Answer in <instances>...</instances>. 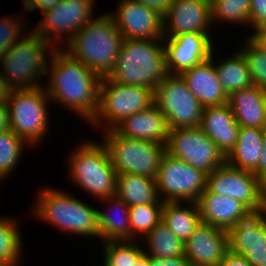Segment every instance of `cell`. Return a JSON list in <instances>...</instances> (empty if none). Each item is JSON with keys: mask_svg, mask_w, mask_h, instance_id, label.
I'll return each instance as SVG.
<instances>
[{"mask_svg": "<svg viewBox=\"0 0 266 266\" xmlns=\"http://www.w3.org/2000/svg\"><path fill=\"white\" fill-rule=\"evenodd\" d=\"M49 59L46 70L49 84L44 88L50 102L63 105L90 122L98 109L102 78L63 48L53 49Z\"/></svg>", "mask_w": 266, "mask_h": 266, "instance_id": "1", "label": "cell"}, {"mask_svg": "<svg viewBox=\"0 0 266 266\" xmlns=\"http://www.w3.org/2000/svg\"><path fill=\"white\" fill-rule=\"evenodd\" d=\"M123 36L109 14L93 18L63 47L101 78L108 77L116 64Z\"/></svg>", "mask_w": 266, "mask_h": 266, "instance_id": "2", "label": "cell"}, {"mask_svg": "<svg viewBox=\"0 0 266 266\" xmlns=\"http://www.w3.org/2000/svg\"><path fill=\"white\" fill-rule=\"evenodd\" d=\"M167 74L162 39H124L116 64L108 77L116 83L140 86L154 92L156 86Z\"/></svg>", "mask_w": 266, "mask_h": 266, "instance_id": "3", "label": "cell"}, {"mask_svg": "<svg viewBox=\"0 0 266 266\" xmlns=\"http://www.w3.org/2000/svg\"><path fill=\"white\" fill-rule=\"evenodd\" d=\"M44 187L32 211L37 219L72 234L99 238L97 208L82 202L67 192Z\"/></svg>", "mask_w": 266, "mask_h": 266, "instance_id": "4", "label": "cell"}, {"mask_svg": "<svg viewBox=\"0 0 266 266\" xmlns=\"http://www.w3.org/2000/svg\"><path fill=\"white\" fill-rule=\"evenodd\" d=\"M26 34L0 57L3 66L0 75L12 90L41 87L38 78L46 76L47 58H50L47 54L51 55L55 49L33 29Z\"/></svg>", "mask_w": 266, "mask_h": 266, "instance_id": "5", "label": "cell"}, {"mask_svg": "<svg viewBox=\"0 0 266 266\" xmlns=\"http://www.w3.org/2000/svg\"><path fill=\"white\" fill-rule=\"evenodd\" d=\"M69 161L68 177L73 183L98 200L115 195L117 172L103 143L85 140L72 152Z\"/></svg>", "mask_w": 266, "mask_h": 266, "instance_id": "6", "label": "cell"}, {"mask_svg": "<svg viewBox=\"0 0 266 266\" xmlns=\"http://www.w3.org/2000/svg\"><path fill=\"white\" fill-rule=\"evenodd\" d=\"M103 135L102 143L117 174L132 173L156 179L166 145L127 138L114 129L104 130Z\"/></svg>", "mask_w": 266, "mask_h": 266, "instance_id": "7", "label": "cell"}, {"mask_svg": "<svg viewBox=\"0 0 266 266\" xmlns=\"http://www.w3.org/2000/svg\"><path fill=\"white\" fill-rule=\"evenodd\" d=\"M50 100L44 86L11 90L6 102L10 130L29 145L39 144L50 126L47 111Z\"/></svg>", "mask_w": 266, "mask_h": 266, "instance_id": "8", "label": "cell"}, {"mask_svg": "<svg viewBox=\"0 0 266 266\" xmlns=\"http://www.w3.org/2000/svg\"><path fill=\"white\" fill-rule=\"evenodd\" d=\"M152 104L154 97L151 89L123 85L104 77L99 88L98 109L89 123L96 128L104 124L102 131L111 130L125 118L148 109Z\"/></svg>", "mask_w": 266, "mask_h": 266, "instance_id": "9", "label": "cell"}, {"mask_svg": "<svg viewBox=\"0 0 266 266\" xmlns=\"http://www.w3.org/2000/svg\"><path fill=\"white\" fill-rule=\"evenodd\" d=\"M153 97L170 129L200 127L204 107L180 74H167L156 86Z\"/></svg>", "mask_w": 266, "mask_h": 266, "instance_id": "10", "label": "cell"}, {"mask_svg": "<svg viewBox=\"0 0 266 266\" xmlns=\"http://www.w3.org/2000/svg\"><path fill=\"white\" fill-rule=\"evenodd\" d=\"M155 180L163 202H196L206 189L207 174L165 152Z\"/></svg>", "mask_w": 266, "mask_h": 266, "instance_id": "11", "label": "cell"}, {"mask_svg": "<svg viewBox=\"0 0 266 266\" xmlns=\"http://www.w3.org/2000/svg\"><path fill=\"white\" fill-rule=\"evenodd\" d=\"M95 2V0H62L53 8L42 12L44 18L33 31L54 48H60L61 45H55L58 44V40L61 42L63 39L62 42L67 44L86 23L94 18L92 12Z\"/></svg>", "mask_w": 266, "mask_h": 266, "instance_id": "12", "label": "cell"}, {"mask_svg": "<svg viewBox=\"0 0 266 266\" xmlns=\"http://www.w3.org/2000/svg\"><path fill=\"white\" fill-rule=\"evenodd\" d=\"M166 152L206 174L226 163V156L200 127L170 129Z\"/></svg>", "mask_w": 266, "mask_h": 266, "instance_id": "13", "label": "cell"}, {"mask_svg": "<svg viewBox=\"0 0 266 266\" xmlns=\"http://www.w3.org/2000/svg\"><path fill=\"white\" fill-rule=\"evenodd\" d=\"M206 188L242 202L252 213L263 211V185L253 172L225 163L207 174Z\"/></svg>", "mask_w": 266, "mask_h": 266, "instance_id": "14", "label": "cell"}, {"mask_svg": "<svg viewBox=\"0 0 266 266\" xmlns=\"http://www.w3.org/2000/svg\"><path fill=\"white\" fill-rule=\"evenodd\" d=\"M123 39H163V17L136 0H121L114 13H108Z\"/></svg>", "mask_w": 266, "mask_h": 266, "instance_id": "15", "label": "cell"}, {"mask_svg": "<svg viewBox=\"0 0 266 266\" xmlns=\"http://www.w3.org/2000/svg\"><path fill=\"white\" fill-rule=\"evenodd\" d=\"M228 251L251 266H266V214L252 213L227 231Z\"/></svg>", "mask_w": 266, "mask_h": 266, "instance_id": "16", "label": "cell"}, {"mask_svg": "<svg viewBox=\"0 0 266 266\" xmlns=\"http://www.w3.org/2000/svg\"><path fill=\"white\" fill-rule=\"evenodd\" d=\"M208 0H173L163 17V38L184 33H209L212 28Z\"/></svg>", "mask_w": 266, "mask_h": 266, "instance_id": "17", "label": "cell"}, {"mask_svg": "<svg viewBox=\"0 0 266 266\" xmlns=\"http://www.w3.org/2000/svg\"><path fill=\"white\" fill-rule=\"evenodd\" d=\"M210 34L184 33L173 38H163L168 74H181L208 60L214 50Z\"/></svg>", "mask_w": 266, "mask_h": 266, "instance_id": "18", "label": "cell"}, {"mask_svg": "<svg viewBox=\"0 0 266 266\" xmlns=\"http://www.w3.org/2000/svg\"><path fill=\"white\" fill-rule=\"evenodd\" d=\"M184 246L189 265L215 266L228 252V234L226 230L201 221Z\"/></svg>", "mask_w": 266, "mask_h": 266, "instance_id": "19", "label": "cell"}, {"mask_svg": "<svg viewBox=\"0 0 266 266\" xmlns=\"http://www.w3.org/2000/svg\"><path fill=\"white\" fill-rule=\"evenodd\" d=\"M196 203L202 222L226 231L252 214L242 202L211 193L207 188Z\"/></svg>", "mask_w": 266, "mask_h": 266, "instance_id": "20", "label": "cell"}, {"mask_svg": "<svg viewBox=\"0 0 266 266\" xmlns=\"http://www.w3.org/2000/svg\"><path fill=\"white\" fill-rule=\"evenodd\" d=\"M114 130L127 138L152 141L162 145L168 142L170 132L166 116L155 104L125 118Z\"/></svg>", "mask_w": 266, "mask_h": 266, "instance_id": "21", "label": "cell"}, {"mask_svg": "<svg viewBox=\"0 0 266 266\" xmlns=\"http://www.w3.org/2000/svg\"><path fill=\"white\" fill-rule=\"evenodd\" d=\"M213 56L214 51L208 60L180 74L203 107L228 103V95L218 80Z\"/></svg>", "mask_w": 266, "mask_h": 266, "instance_id": "22", "label": "cell"}, {"mask_svg": "<svg viewBox=\"0 0 266 266\" xmlns=\"http://www.w3.org/2000/svg\"><path fill=\"white\" fill-rule=\"evenodd\" d=\"M239 127L228 103L203 108L200 128L225 156L237 143Z\"/></svg>", "mask_w": 266, "mask_h": 266, "instance_id": "23", "label": "cell"}, {"mask_svg": "<svg viewBox=\"0 0 266 266\" xmlns=\"http://www.w3.org/2000/svg\"><path fill=\"white\" fill-rule=\"evenodd\" d=\"M228 104L239 126L266 129V89L251 85L237 90Z\"/></svg>", "mask_w": 266, "mask_h": 266, "instance_id": "24", "label": "cell"}, {"mask_svg": "<svg viewBox=\"0 0 266 266\" xmlns=\"http://www.w3.org/2000/svg\"><path fill=\"white\" fill-rule=\"evenodd\" d=\"M264 130L255 127H239L235 147L226 156L230 166L246 171L258 172V161L262 155Z\"/></svg>", "mask_w": 266, "mask_h": 266, "instance_id": "25", "label": "cell"}, {"mask_svg": "<svg viewBox=\"0 0 266 266\" xmlns=\"http://www.w3.org/2000/svg\"><path fill=\"white\" fill-rule=\"evenodd\" d=\"M101 201L109 205L108 209L111 207V213L105 212V210L104 212L103 210H97L98 232L102 242L131 240L130 207L115 195ZM112 210L117 212L113 214L114 211L112 212Z\"/></svg>", "mask_w": 266, "mask_h": 266, "instance_id": "26", "label": "cell"}, {"mask_svg": "<svg viewBox=\"0 0 266 266\" xmlns=\"http://www.w3.org/2000/svg\"><path fill=\"white\" fill-rule=\"evenodd\" d=\"M115 196L129 207L164 203L158 196L155 179L132 173L117 174Z\"/></svg>", "mask_w": 266, "mask_h": 266, "instance_id": "27", "label": "cell"}, {"mask_svg": "<svg viewBox=\"0 0 266 266\" xmlns=\"http://www.w3.org/2000/svg\"><path fill=\"white\" fill-rule=\"evenodd\" d=\"M184 205L183 202H164L161 221L185 243L201 222V217L196 202H185Z\"/></svg>", "mask_w": 266, "mask_h": 266, "instance_id": "28", "label": "cell"}, {"mask_svg": "<svg viewBox=\"0 0 266 266\" xmlns=\"http://www.w3.org/2000/svg\"><path fill=\"white\" fill-rule=\"evenodd\" d=\"M215 68L218 80L228 96L252 85L246 60L239 50L219 60Z\"/></svg>", "mask_w": 266, "mask_h": 266, "instance_id": "29", "label": "cell"}, {"mask_svg": "<svg viewBox=\"0 0 266 266\" xmlns=\"http://www.w3.org/2000/svg\"><path fill=\"white\" fill-rule=\"evenodd\" d=\"M143 238L147 246L143 250L148 256L158 258L184 256V242L176 237L162 221L155 225Z\"/></svg>", "mask_w": 266, "mask_h": 266, "instance_id": "30", "label": "cell"}, {"mask_svg": "<svg viewBox=\"0 0 266 266\" xmlns=\"http://www.w3.org/2000/svg\"><path fill=\"white\" fill-rule=\"evenodd\" d=\"M162 206L163 204H140L130 207L131 240L140 237L143 240V237L161 221Z\"/></svg>", "mask_w": 266, "mask_h": 266, "instance_id": "31", "label": "cell"}, {"mask_svg": "<svg viewBox=\"0 0 266 266\" xmlns=\"http://www.w3.org/2000/svg\"><path fill=\"white\" fill-rule=\"evenodd\" d=\"M20 234L16 219L0 216V262L13 261L18 265L21 263L22 239Z\"/></svg>", "mask_w": 266, "mask_h": 266, "instance_id": "32", "label": "cell"}, {"mask_svg": "<svg viewBox=\"0 0 266 266\" xmlns=\"http://www.w3.org/2000/svg\"><path fill=\"white\" fill-rule=\"evenodd\" d=\"M103 244L104 260L111 266H133L144 254L136 240L107 241Z\"/></svg>", "mask_w": 266, "mask_h": 266, "instance_id": "33", "label": "cell"}, {"mask_svg": "<svg viewBox=\"0 0 266 266\" xmlns=\"http://www.w3.org/2000/svg\"><path fill=\"white\" fill-rule=\"evenodd\" d=\"M25 145L29 146L10 129L0 133V181L16 169Z\"/></svg>", "mask_w": 266, "mask_h": 266, "instance_id": "34", "label": "cell"}, {"mask_svg": "<svg viewBox=\"0 0 266 266\" xmlns=\"http://www.w3.org/2000/svg\"><path fill=\"white\" fill-rule=\"evenodd\" d=\"M212 22H228L231 24H243L249 27V10L251 0H212Z\"/></svg>", "mask_w": 266, "mask_h": 266, "instance_id": "35", "label": "cell"}, {"mask_svg": "<svg viewBox=\"0 0 266 266\" xmlns=\"http://www.w3.org/2000/svg\"><path fill=\"white\" fill-rule=\"evenodd\" d=\"M246 40L239 51L246 60L252 85L266 89V50L250 36Z\"/></svg>", "mask_w": 266, "mask_h": 266, "instance_id": "36", "label": "cell"}, {"mask_svg": "<svg viewBox=\"0 0 266 266\" xmlns=\"http://www.w3.org/2000/svg\"><path fill=\"white\" fill-rule=\"evenodd\" d=\"M20 20V18H15V16L10 18V15L6 19L5 17L0 19V57L24 36L25 22L23 19L22 21Z\"/></svg>", "mask_w": 266, "mask_h": 266, "instance_id": "37", "label": "cell"}, {"mask_svg": "<svg viewBox=\"0 0 266 266\" xmlns=\"http://www.w3.org/2000/svg\"><path fill=\"white\" fill-rule=\"evenodd\" d=\"M266 25V0H251L249 27L254 31Z\"/></svg>", "mask_w": 266, "mask_h": 266, "instance_id": "38", "label": "cell"}, {"mask_svg": "<svg viewBox=\"0 0 266 266\" xmlns=\"http://www.w3.org/2000/svg\"><path fill=\"white\" fill-rule=\"evenodd\" d=\"M149 266H189V262L185 256L172 258L149 256Z\"/></svg>", "mask_w": 266, "mask_h": 266, "instance_id": "39", "label": "cell"}, {"mask_svg": "<svg viewBox=\"0 0 266 266\" xmlns=\"http://www.w3.org/2000/svg\"><path fill=\"white\" fill-rule=\"evenodd\" d=\"M62 0H23L24 11H34L39 9L44 12L50 8L56 6Z\"/></svg>", "mask_w": 266, "mask_h": 266, "instance_id": "40", "label": "cell"}, {"mask_svg": "<svg viewBox=\"0 0 266 266\" xmlns=\"http://www.w3.org/2000/svg\"><path fill=\"white\" fill-rule=\"evenodd\" d=\"M136 1L156 11L162 17H164L173 0H136Z\"/></svg>", "mask_w": 266, "mask_h": 266, "instance_id": "41", "label": "cell"}, {"mask_svg": "<svg viewBox=\"0 0 266 266\" xmlns=\"http://www.w3.org/2000/svg\"><path fill=\"white\" fill-rule=\"evenodd\" d=\"M255 175L262 185L266 184V129L264 130L262 155L258 161V172Z\"/></svg>", "mask_w": 266, "mask_h": 266, "instance_id": "42", "label": "cell"}, {"mask_svg": "<svg viewBox=\"0 0 266 266\" xmlns=\"http://www.w3.org/2000/svg\"><path fill=\"white\" fill-rule=\"evenodd\" d=\"M215 266H251L247 260L228 251L224 258Z\"/></svg>", "mask_w": 266, "mask_h": 266, "instance_id": "43", "label": "cell"}, {"mask_svg": "<svg viewBox=\"0 0 266 266\" xmlns=\"http://www.w3.org/2000/svg\"><path fill=\"white\" fill-rule=\"evenodd\" d=\"M10 129L9 114L6 103H0V133Z\"/></svg>", "mask_w": 266, "mask_h": 266, "instance_id": "44", "label": "cell"}, {"mask_svg": "<svg viewBox=\"0 0 266 266\" xmlns=\"http://www.w3.org/2000/svg\"><path fill=\"white\" fill-rule=\"evenodd\" d=\"M257 44L266 50V25L260 27L249 35Z\"/></svg>", "mask_w": 266, "mask_h": 266, "instance_id": "45", "label": "cell"}, {"mask_svg": "<svg viewBox=\"0 0 266 266\" xmlns=\"http://www.w3.org/2000/svg\"><path fill=\"white\" fill-rule=\"evenodd\" d=\"M11 88L7 85V82L4 80L3 76L0 75V103H6L9 99Z\"/></svg>", "mask_w": 266, "mask_h": 266, "instance_id": "46", "label": "cell"}, {"mask_svg": "<svg viewBox=\"0 0 266 266\" xmlns=\"http://www.w3.org/2000/svg\"><path fill=\"white\" fill-rule=\"evenodd\" d=\"M133 266H149V256L144 253Z\"/></svg>", "mask_w": 266, "mask_h": 266, "instance_id": "47", "label": "cell"}, {"mask_svg": "<svg viewBox=\"0 0 266 266\" xmlns=\"http://www.w3.org/2000/svg\"><path fill=\"white\" fill-rule=\"evenodd\" d=\"M266 214V184L263 185V211Z\"/></svg>", "mask_w": 266, "mask_h": 266, "instance_id": "48", "label": "cell"}, {"mask_svg": "<svg viewBox=\"0 0 266 266\" xmlns=\"http://www.w3.org/2000/svg\"><path fill=\"white\" fill-rule=\"evenodd\" d=\"M0 266H19V265L13 261H9V262H0Z\"/></svg>", "mask_w": 266, "mask_h": 266, "instance_id": "49", "label": "cell"}, {"mask_svg": "<svg viewBox=\"0 0 266 266\" xmlns=\"http://www.w3.org/2000/svg\"><path fill=\"white\" fill-rule=\"evenodd\" d=\"M104 262V266H111V265H109L105 260H103Z\"/></svg>", "mask_w": 266, "mask_h": 266, "instance_id": "50", "label": "cell"}]
</instances>
